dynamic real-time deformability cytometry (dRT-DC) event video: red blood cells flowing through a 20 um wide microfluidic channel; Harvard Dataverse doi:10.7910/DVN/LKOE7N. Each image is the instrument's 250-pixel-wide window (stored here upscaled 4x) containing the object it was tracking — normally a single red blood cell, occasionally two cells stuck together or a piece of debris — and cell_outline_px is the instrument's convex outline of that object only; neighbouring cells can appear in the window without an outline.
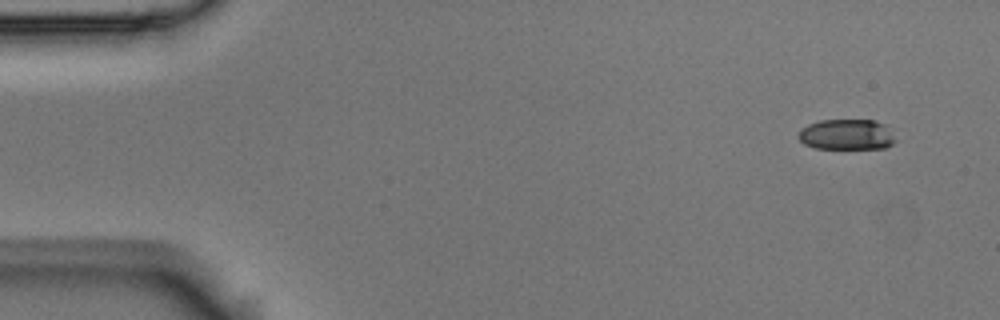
{"species": "Egyptian fruit bat (a non-hibernating species)", "species_latin": "Rousettus aegyptiacus", "temperature_condition": "room temperature", "stored_images_in_passage": 6, "camera_frame_rate_fps": 3000, "um_per_image_px": 0.085, "animal": {"sex": "male"}, "frame": {"image": 1, "passage_image": 1, "time_ms": 0.0, "image_size_px": [1000, 320], "cell_outline_px": [[896, 140], [892, 144], [884, 148], [816, 148], [804, 144], [796, 136], [800, 128], [808, 124], [820, 120], [876, 120], [892, 128]], "centroid_in_image_um": [71.98, 11.42], "position_along_channel_um": 13.0, "area_um2": 17.57}}
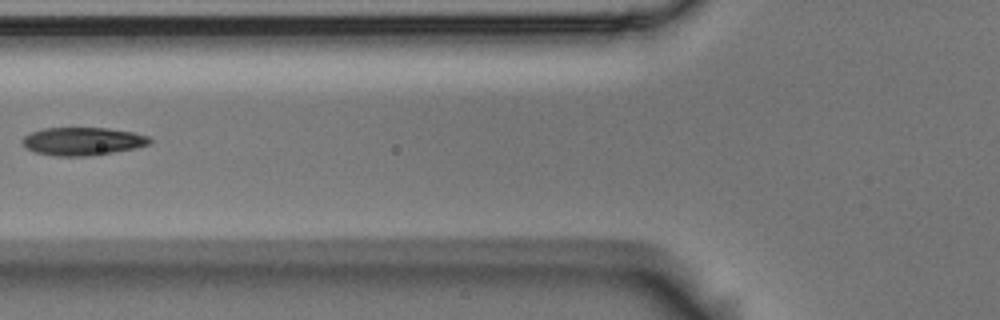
{"frame": {"image": 2, "passage_image": 5, "time_ms": 1.333, "image_size_px": [1000, 320], "cell_outline_px": [[152, 140], [148, 144], [136, 148], [88, 156], [56, 156], [36, 152], [28, 148], [20, 140], [24, 136], [32, 132], [44, 128], [108, 128], [132, 132], [148, 136]], "centroid_in_image_um": [7.02, 12.0], "position_along_channel_um": 118.8, "area_um2": 20.58}}
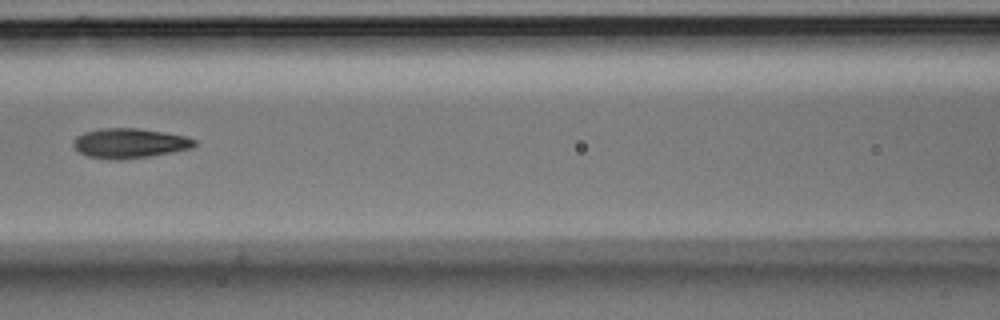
{"frame": {"image": 3, "passage_image": 6, "time_ms": 1.667, "image_size_px": [1000, 320], "cell_outline_px": [[196, 144], [192, 148], [172, 152], [148, 156], [120, 160], [108, 160], [88, 156], [80, 152], [72, 144], [76, 136], [84, 132], [100, 128], [136, 128], [184, 136], [196, 140]], "centroid_in_image_um": [10.98, 12.18], "position_along_channel_um": 155.6, "area_um2": 20.87}}